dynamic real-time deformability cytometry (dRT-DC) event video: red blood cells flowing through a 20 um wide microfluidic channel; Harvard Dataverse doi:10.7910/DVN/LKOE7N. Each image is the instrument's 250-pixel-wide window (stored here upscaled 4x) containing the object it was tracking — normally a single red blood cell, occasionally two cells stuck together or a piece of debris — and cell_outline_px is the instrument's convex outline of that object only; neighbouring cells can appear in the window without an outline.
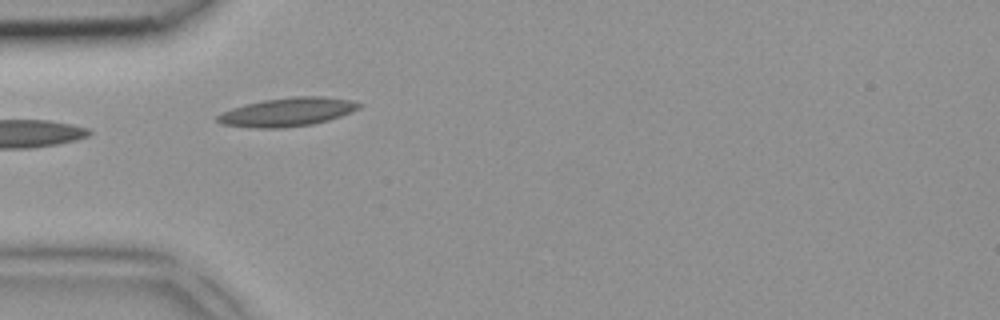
{"species": "common noctule bat (a hibernating species)", "species_latin": "Nyctalus noctula", "temperature_condition": "room temperature", "stored_images_in_passage": 4, "camera_frame_rate_fps": 3000, "um_per_image_px": 0.085, "animal": {"sex": "female", "body_mass_g": 18.4}, "frame": {"image": 1, "passage_image": 4, "time_ms": 1.0, "image_size_px": [1000, 320], "cell_outline_px": [[364, 104], [360, 108], [352, 112], [328, 120], [312, 124], [284, 128], [256, 128], [224, 124], [216, 120], [216, 116], [220, 112], [232, 108], [264, 100], [292, 96], [320, 96], [348, 100]], "centroid_in_image_um": [24.44, 9.52], "position_along_channel_um": 60.6, "area_um2": 23.47}}